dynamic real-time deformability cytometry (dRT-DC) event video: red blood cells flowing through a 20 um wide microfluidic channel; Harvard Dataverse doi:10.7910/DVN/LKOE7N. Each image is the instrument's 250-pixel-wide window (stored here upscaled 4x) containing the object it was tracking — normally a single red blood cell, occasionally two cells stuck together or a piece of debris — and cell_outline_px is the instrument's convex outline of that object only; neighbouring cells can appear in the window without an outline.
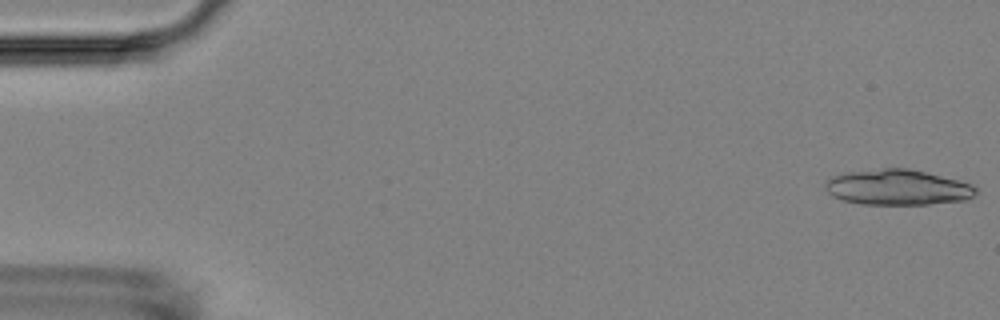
{"species": "Egyptian fruit bat (a non-hibernating species)", "species_latin": "Rousettus aegyptiacus", "temperature_condition": "room temperature", "stored_images_in_passage": 16, "camera_frame_rate_fps": 3000, "um_per_image_px": 0.085, "animal": {"sex": "female"}, "frame": {"image": 1, "passage_image": 1, "time_ms": 0.0, "image_size_px": [1000, 320], "cell_outline_px": [[976, 192], [972, 196], [964, 200], [928, 204], [860, 204], [844, 200], [832, 196], [824, 188], [824, 184], [832, 176], [840, 172], [884, 168], [908, 168], [956, 180], [968, 184], [976, 188]], "centroid_in_image_um": [76.2, 15.92], "position_along_channel_um": 8.8, "area_um2": 30.92}}
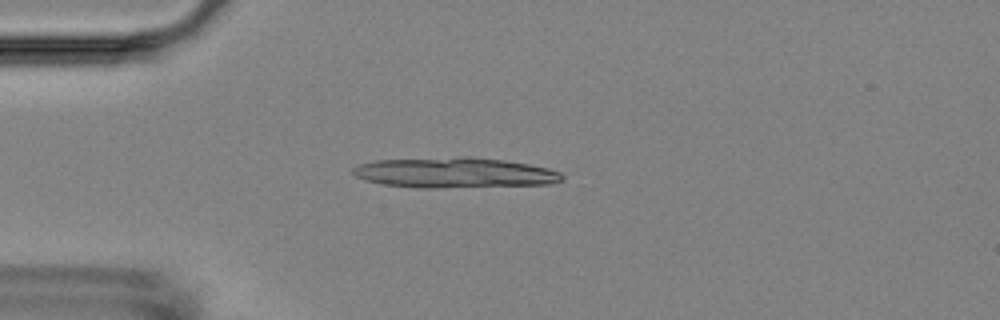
{"frame": {"image": 2, "passage_image": 14, "time_ms": 4.333, "image_size_px": [1000, 320], "cell_outline_px": [[564, 180], [552, 184], [436, 188], [416, 188], [384, 184], [368, 180], [356, 176], [352, 172], [352, 168], [360, 164], [376, 160], [460, 156], [468, 156], [504, 160], [528, 164], [548, 168], [560, 172], [564, 176]], "centroid_in_image_um": [38.67, 14.68], "position_along_channel_um": 46.3, "area_um2": 37.17}}